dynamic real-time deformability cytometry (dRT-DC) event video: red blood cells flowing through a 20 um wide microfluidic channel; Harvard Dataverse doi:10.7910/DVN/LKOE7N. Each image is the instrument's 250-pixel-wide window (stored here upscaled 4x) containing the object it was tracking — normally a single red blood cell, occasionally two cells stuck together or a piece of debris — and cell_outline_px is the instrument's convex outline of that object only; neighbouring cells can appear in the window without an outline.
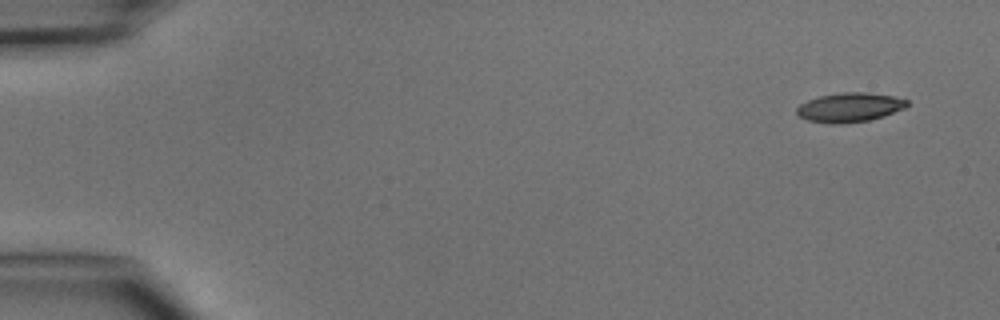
{"species": "common noctule bat (a hibernating species)", "species_latin": "Nyctalus noctula", "temperature_condition": "cold", "stored_images_in_passage": 4, "camera_frame_rate_fps": 3000, "um_per_image_px": 0.085, "animal": {"sex": "male", "body_mass_g": 15.6}, "frame": {"image": 1, "passage_image": 1, "time_ms": 0.0, "image_size_px": [1000, 320], "cell_outline_px": [[908, 104], [904, 108], [884, 116], [868, 120], [840, 124], [832, 124], [808, 120], [800, 116], [796, 112], [796, 108], [800, 104], [808, 100], [820, 96], [844, 92], [868, 92], [892, 96], [908, 100]], "centroid_in_image_um": [72.22, 9.12], "position_along_channel_um": 12.8, "area_um2": 18.67}}
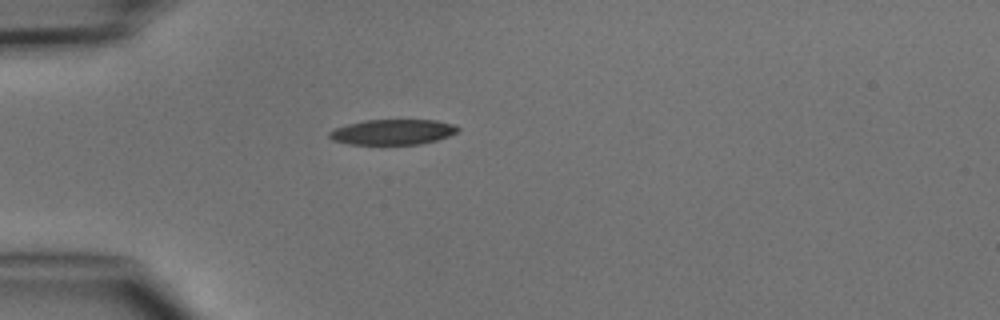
{"frame": {"image": 2, "passage_image": 4, "time_ms": 3.667, "image_size_px": [1000, 320], "cell_outline_px": [[460, 128], [456, 132], [448, 136], [436, 140], [420, 144], [348, 144], [332, 140], [328, 136], [328, 132], [336, 128], [348, 124], [364, 120], [436, 120], [452, 124]], "centroid_in_image_um": [33.35, 11.22], "position_along_channel_um": 51.6, "area_um2": 18.84}}